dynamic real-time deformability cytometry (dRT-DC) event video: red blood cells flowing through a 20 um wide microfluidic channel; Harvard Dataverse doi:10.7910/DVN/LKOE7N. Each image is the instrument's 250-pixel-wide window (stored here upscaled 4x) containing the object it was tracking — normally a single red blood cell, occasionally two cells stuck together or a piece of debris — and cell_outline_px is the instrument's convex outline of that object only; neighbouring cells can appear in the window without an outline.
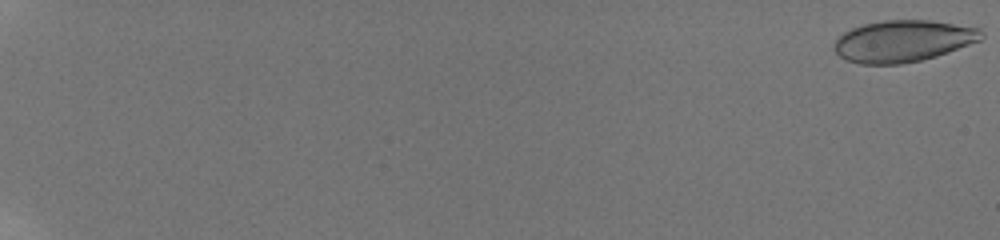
{"species": "human", "species_latin": "Homo sapiens", "temperature_condition": "room temperature", "stored_images_in_passage": 30, "camera_frame_rate_fps": 3000, "um_per_image_px": 0.085, "donor": {"sex": "male"}, "frame": {"image": 1, "passage_image": 1, "time_ms": 0.0, "image_size_px": [1000, 240], "cell_outline_px": [[984, 36], [980, 40], [948, 52], [936, 56], [920, 60], [900, 64], [860, 64], [848, 60], [840, 56], [832, 48], [832, 44], [844, 32], [852, 28], [864, 24], [884, 20], [932, 20], [980, 28], [984, 32]], "centroid_in_image_um": [76.76, 3.48], "position_along_channel_um": 8.2, "area_um2": 35.72}}
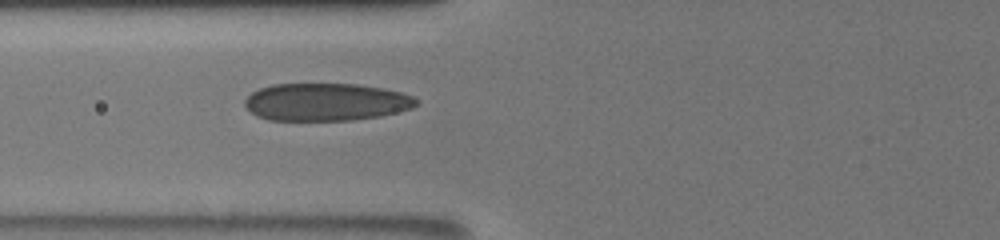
{"frame": {"image": 2, "passage_image": 24, "time_ms": 9.0, "image_size_px": [1000, 240], "cell_outline_px": [[420, 100], [412, 108], [380, 116], [352, 120], [268, 120], [256, 116], [244, 104], [244, 100], [252, 92], [260, 88], [272, 84], [356, 84], [380, 88], [400, 92], [412, 96]], "centroid_in_image_um": [27.69, 8.67], "position_along_channel_um": 98.1, "area_um2": 37.45}}
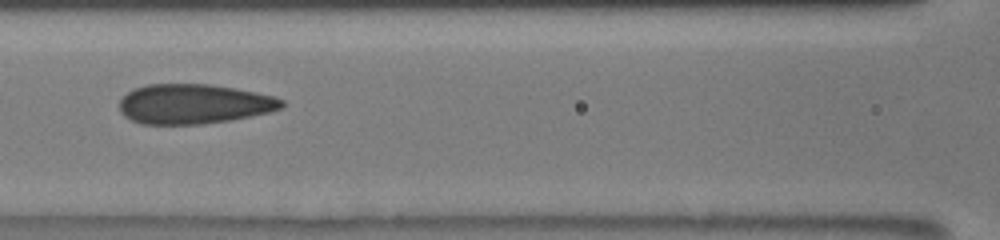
{"frame": {"image": 3, "passage_image": 28, "time_ms": 10.333, "image_size_px": [1000, 240], "cell_outline_px": [[284, 108], [252, 116], [228, 120], [200, 124], [140, 124], [124, 116], [120, 112], [120, 100], [132, 88], [148, 84], [208, 84], [236, 88], [256, 92], [272, 96], [284, 100]], "centroid_in_image_um": [16.47, 8.83], "position_along_channel_um": 150.1, "area_um2": 37.69}}